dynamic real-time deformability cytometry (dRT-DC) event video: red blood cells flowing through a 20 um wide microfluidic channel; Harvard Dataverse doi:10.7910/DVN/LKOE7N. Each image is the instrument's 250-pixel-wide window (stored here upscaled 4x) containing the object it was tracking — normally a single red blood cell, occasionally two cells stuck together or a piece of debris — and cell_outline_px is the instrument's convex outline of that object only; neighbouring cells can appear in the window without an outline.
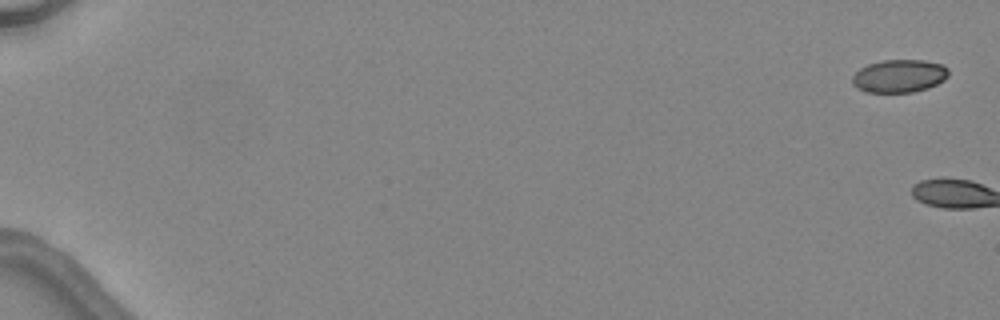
{"species": "common noctule bat (a hibernating species)", "species_latin": "Nyctalus noctula", "temperature_condition": "warm", "stored_images_in_passage": 5, "camera_frame_rate_fps": 3000, "um_per_image_px": 0.085, "animal": {"sex": "female", "body_mass_g": 24.6, "forearm_length_mm": 56.2}, "frame": {"image": 1, "passage_image": 1, "time_ms": 0.0, "image_size_px": [1000, 320], "cell_outline_px": [[948, 76], [944, 80], [928, 88], [912, 92], [864, 92], [856, 88], [852, 84], [852, 76], [860, 68], [868, 64], [880, 60], [924, 60], [944, 64], [948, 68]], "centroid_in_image_um": [76.43, 6.45], "position_along_channel_um": 8.6, "area_um2": 18.67}}